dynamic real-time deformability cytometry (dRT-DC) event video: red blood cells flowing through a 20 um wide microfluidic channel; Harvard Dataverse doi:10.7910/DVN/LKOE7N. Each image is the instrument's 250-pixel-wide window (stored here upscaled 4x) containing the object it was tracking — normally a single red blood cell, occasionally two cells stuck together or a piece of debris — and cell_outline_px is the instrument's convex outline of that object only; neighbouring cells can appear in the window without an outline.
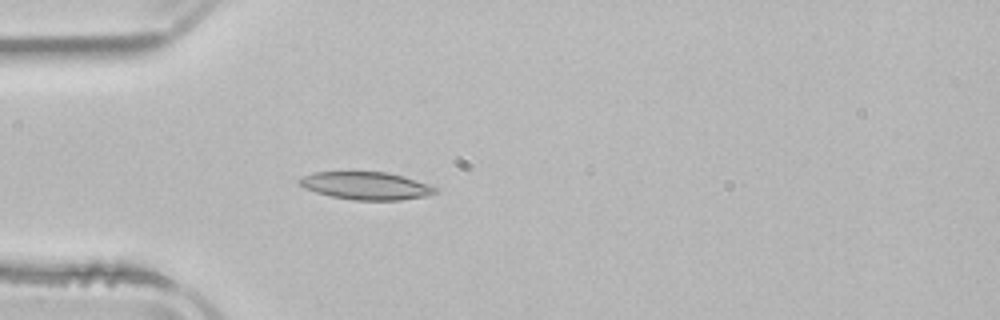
{"species": "common noctule bat (a hibernating species)", "species_latin": "Nyctalus noctula", "temperature_condition": "room temperature", "stored_images_in_passage": 3, "camera_frame_rate_fps": 3000, "um_per_image_px": 0.085, "animal": {"sex": "male", "body_mass_g": 21.5, "forearm_length_mm": 52.0}, "frame": {"image": 1, "passage_image": 3, "time_ms": 2.667, "image_size_px": [1000, 320], "cell_outline_px": [[440, 192], [424, 196], [400, 200], [352, 200], [332, 196], [316, 192], [304, 188], [296, 180], [312, 172], [388, 172], [404, 176], [436, 188]], "centroid_in_image_um": [31.09, 15.79], "position_along_channel_um": 53.9, "area_um2": 21.79}}